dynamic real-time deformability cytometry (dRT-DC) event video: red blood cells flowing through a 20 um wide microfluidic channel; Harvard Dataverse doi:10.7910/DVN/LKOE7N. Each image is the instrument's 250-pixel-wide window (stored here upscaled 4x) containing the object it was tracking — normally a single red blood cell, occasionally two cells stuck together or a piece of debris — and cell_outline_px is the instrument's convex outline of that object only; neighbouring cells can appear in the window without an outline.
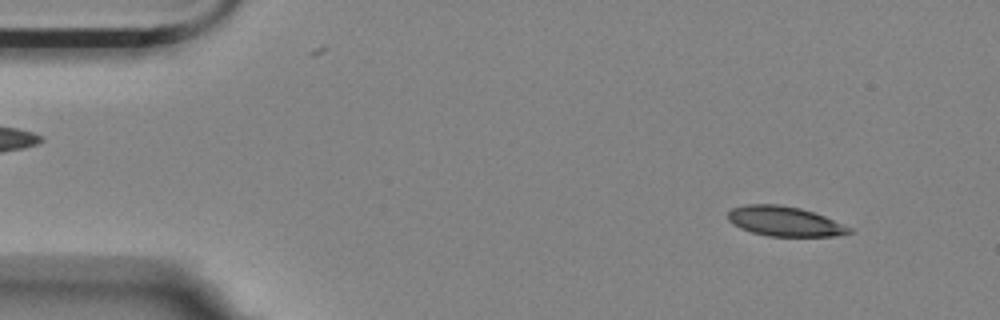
{"species": "Egyptian fruit bat (a non-hibernating species)", "species_latin": "Rousettus aegyptiacus", "temperature_condition": "room temperature", "stored_images_in_passage": 54, "camera_frame_rate_fps": 3000, "um_per_image_px": 0.085, "animal": {"sex": "female"}, "frame": {"image": 1, "passage_image": 3, "time_ms": 0.667, "image_size_px": [1000, 320], "cell_outline_px": [[856, 232], [836, 236], [768, 236], [752, 232], [740, 228], [732, 224], [728, 220], [728, 212], [732, 208], [744, 204], [780, 204], [800, 208], [824, 216], [852, 228]], "centroid_in_image_um": [66.69, 18.81], "position_along_channel_um": 18.3, "area_um2": 21.15}}
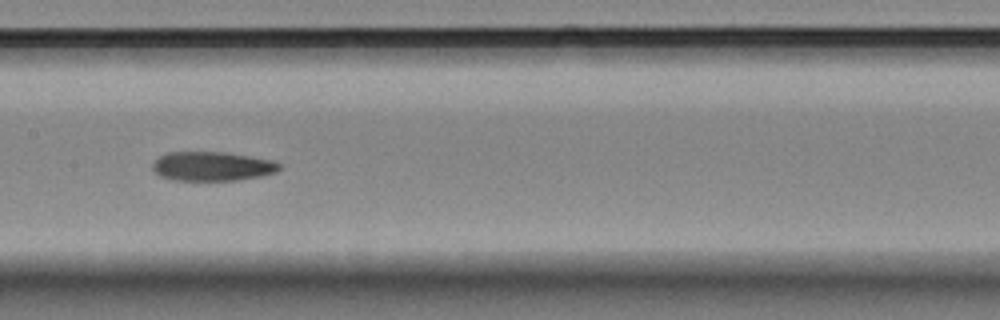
{"frame": {"image": 2, "passage_image": 25, "time_ms": 8.0, "image_size_px": [1000, 320], "cell_outline_px": [[280, 168], [276, 172], [260, 176], [236, 180], [172, 180], [160, 176], [152, 168], [152, 164], [160, 156], [168, 152], [224, 152], [272, 160], [280, 164]], "centroid_in_image_um": [18.02, 14.13], "position_along_channel_um": 189.4, "area_um2": 21.39}}
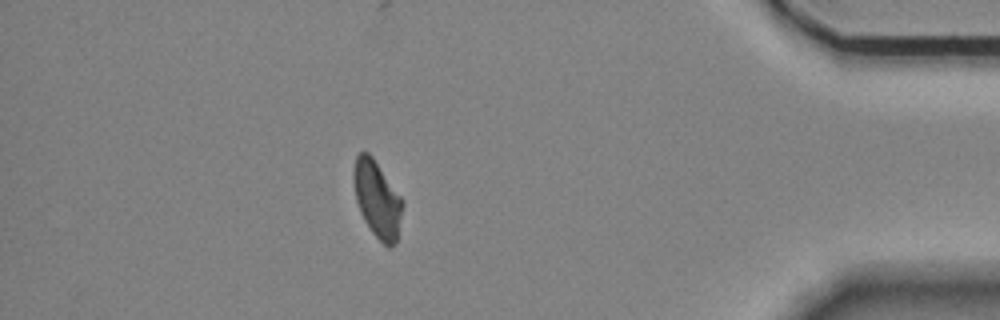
{"frame": {"image": 3, "passage_image": 47, "time_ms": 15.333, "image_size_px": [1000, 320], "cell_outline_px": [[404, 204], [396, 244], [388, 248], [372, 232], [364, 220], [360, 212], [356, 200], [352, 176], [352, 172], [356, 156], [360, 152], [368, 152], [372, 156], [404, 200]], "centroid_in_image_um": [32.07, 16.93], "position_along_channel_um": 403.1, "area_um2": 22.02}, "authors_computed_cell_mechanics": {"area_um2": 22.3108, "velocity_mm_per_s": 3.5082, "shape_relaxation_time_tau1_ms": null, "shape_relaxation_time_tau2_ms": 8.6931, "deformation_change_tau1": null, "deformation_change_tau2": 0.1265}}